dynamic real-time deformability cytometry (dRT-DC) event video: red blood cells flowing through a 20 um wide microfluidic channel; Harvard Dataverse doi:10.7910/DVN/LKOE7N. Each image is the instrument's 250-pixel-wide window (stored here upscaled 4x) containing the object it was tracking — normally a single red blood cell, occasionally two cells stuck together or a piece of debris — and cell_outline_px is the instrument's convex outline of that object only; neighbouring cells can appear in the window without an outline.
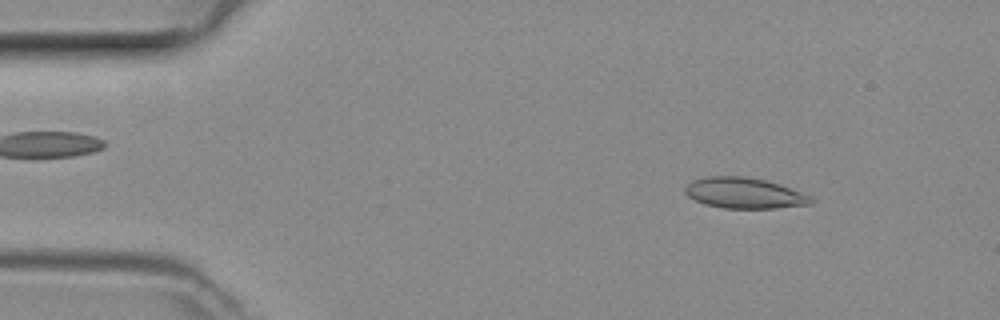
{"species": "common noctule bat (a hibernating species)", "species_latin": "Nyctalus noctula", "temperature_condition": "room temperature", "stored_images_in_passage": 47, "camera_frame_rate_fps": 3000, "um_per_image_px": 0.085, "animal": {"sex": "female", "body_mass_g": 29.2, "forearm_length_mm": 56.3}, "frame": {"image": 1, "passage_image": 5, "time_ms": 1.333, "image_size_px": [1000, 320], "cell_outline_px": [[816, 200], [812, 204], [776, 208], [724, 208], [704, 204], [688, 196], [684, 192], [684, 188], [692, 180], [704, 176], [740, 176], [764, 180], [780, 184], [812, 196]], "centroid_in_image_um": [63.28, 16.41], "position_along_channel_um": 21.7, "area_um2": 22.66}}
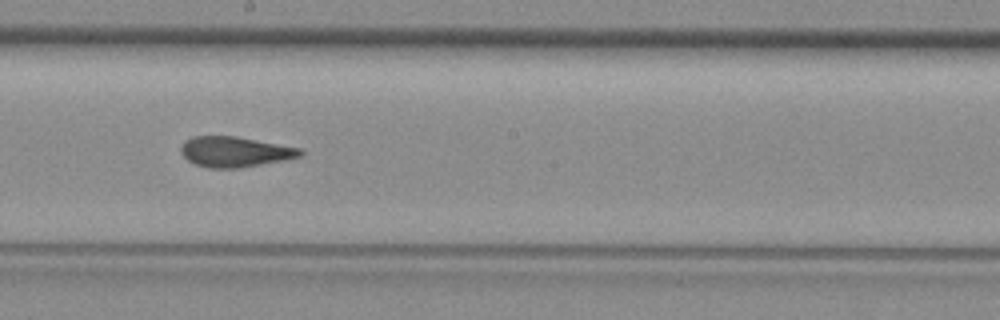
{"frame": {"image": 2, "passage_image": 25, "time_ms": 8.0, "image_size_px": [1000, 320], "cell_outline_px": [[304, 156], [284, 160], [240, 168], [208, 168], [196, 164], [188, 160], [180, 152], [180, 148], [184, 140], [192, 136], [236, 136], [300, 148], [304, 152]], "centroid_in_image_um": [19.96, 12.9], "position_along_channel_um": 228.2, "area_um2": 21.21}}
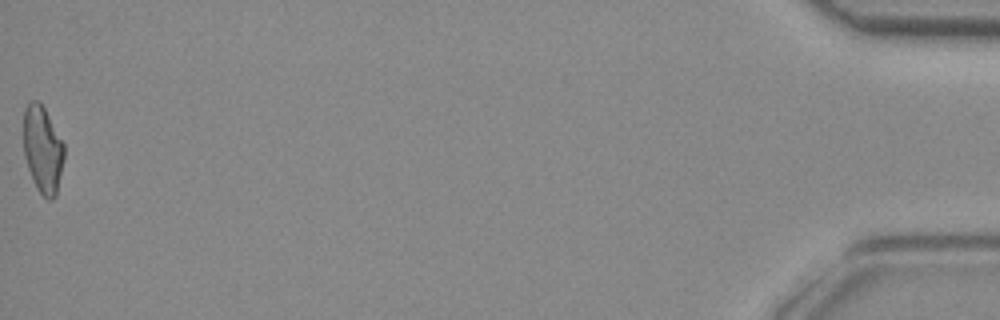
{"frame": {"image": 3, "passage_image": 47, "time_ms": 15.333, "image_size_px": [1000, 320], "cell_outline_px": [[64, 160], [56, 196], [52, 200], [48, 200], [36, 188], [28, 168], [24, 156], [24, 108], [32, 100], [36, 100], [44, 108], [64, 144]], "centroid_in_image_um": [3.63, 12.74], "position_along_channel_um": 431.6, "area_um2": 20.46}}